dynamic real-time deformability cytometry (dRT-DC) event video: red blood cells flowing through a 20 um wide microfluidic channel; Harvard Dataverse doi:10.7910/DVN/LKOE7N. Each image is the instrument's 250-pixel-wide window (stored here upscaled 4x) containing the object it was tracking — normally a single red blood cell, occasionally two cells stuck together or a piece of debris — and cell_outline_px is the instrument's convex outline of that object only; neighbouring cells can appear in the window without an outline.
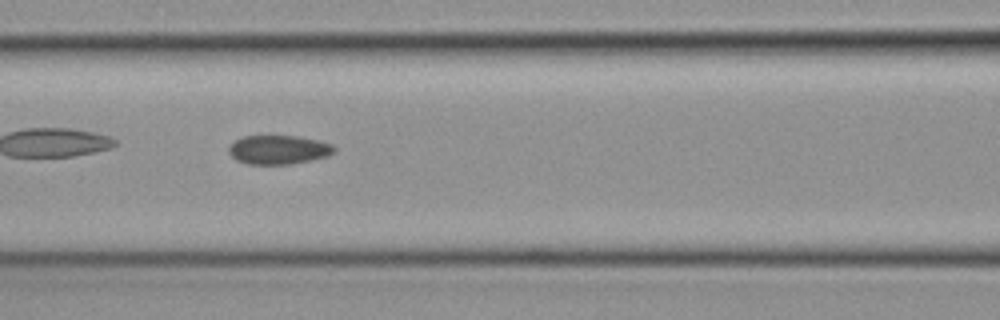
{"species": "common noctule bat (a hibernating species)", "species_latin": "Nyctalus noctula", "temperature_condition": "cold", "stored_images_in_passage": 46, "camera_frame_rate_fps": 3000, "um_per_image_px": 0.085, "animal": {"sex": "female", "body_mass_g": 19.3, "forearm_length_mm": 54.1}, "frame": {"image": 1, "passage_image": 20, "time_ms": 6.333, "image_size_px": [1000, 320], "cell_outline_px": [[336, 148], [328, 156], [288, 164], [248, 164], [236, 160], [228, 152], [228, 148], [236, 140], [244, 136], [296, 136], [316, 140], [332, 144]], "centroid_in_image_um": [23.65, 12.72], "position_along_channel_um": 143.0, "area_um2": 17.51}}
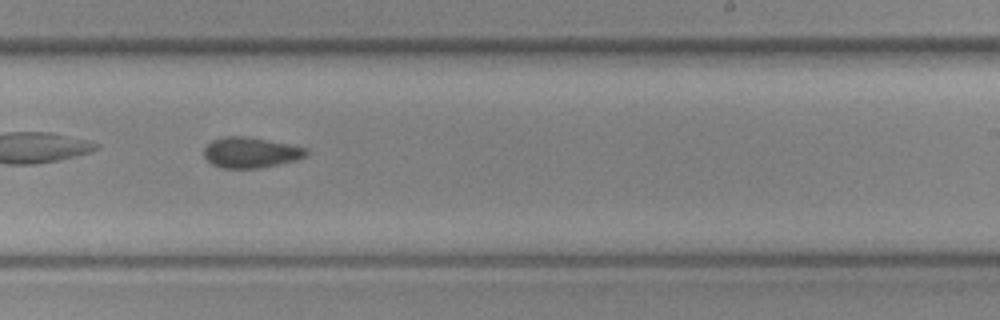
{"frame": {"image": 2, "passage_image": 29, "time_ms": 9.333, "image_size_px": [1000, 320], "cell_outline_px": [[308, 152], [304, 156], [296, 160], [260, 168], [220, 168], [212, 164], [204, 156], [204, 148], [212, 140], [224, 136], [248, 136], [308, 148]], "centroid_in_image_um": [21.29, 12.96], "position_along_channel_um": 267.7, "area_um2": 18.21}}
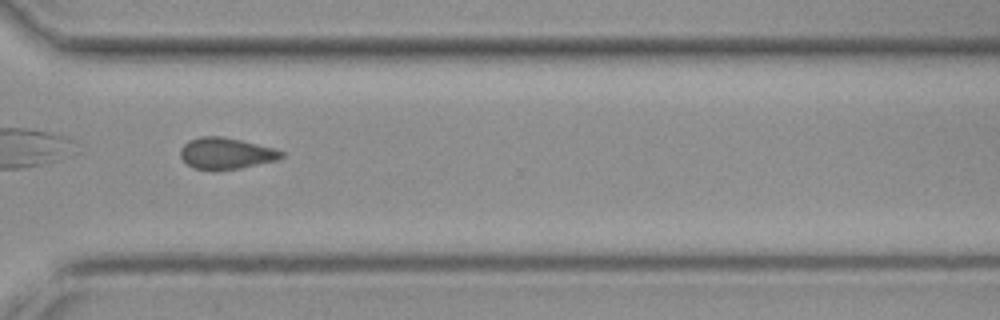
{"frame": {"image": 3, "passage_image": 35, "time_ms": 11.333, "image_size_px": [1000, 320], "cell_outline_px": [[284, 156], [276, 160], [240, 168], [212, 172], [192, 168], [180, 156], [180, 148], [188, 140], [200, 136], [224, 136], [272, 148], [284, 152]], "centroid_in_image_um": [19.15, 13.05], "position_along_channel_um": 351.4, "area_um2": 18.67}}